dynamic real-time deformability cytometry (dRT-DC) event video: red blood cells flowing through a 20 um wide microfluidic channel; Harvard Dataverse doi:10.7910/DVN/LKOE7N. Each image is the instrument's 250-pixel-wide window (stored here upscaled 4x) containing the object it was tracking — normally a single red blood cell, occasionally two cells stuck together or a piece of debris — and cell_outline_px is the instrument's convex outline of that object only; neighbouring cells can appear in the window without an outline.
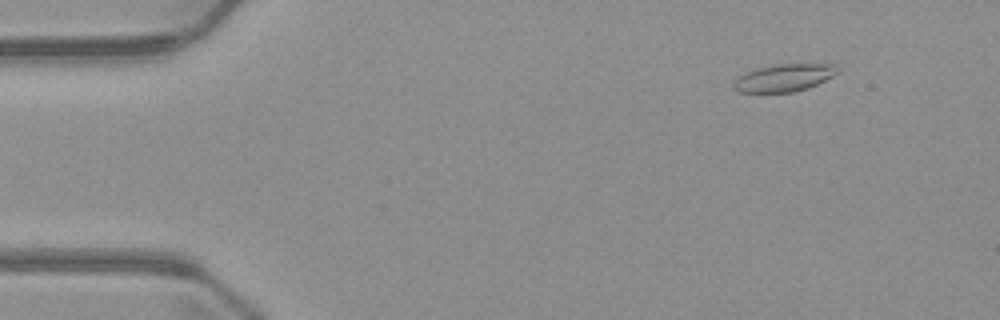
{"species": "common noctule bat (a hibernating species)", "species_latin": "Nyctalus noctula", "temperature_condition": "warm", "stored_images_in_passage": 4, "camera_frame_rate_fps": 3000, "um_per_image_px": 0.085, "animal": {"sex": "male", "body_mass_g": 23.1, "forearm_length_mm": 52.7}, "frame": {"image": 1, "passage_image": 1, "time_ms": 0.0, "image_size_px": [1000, 320], "cell_outline_px": [[840, 72], [808, 88], [792, 92], [736, 92], [732, 88], [732, 84], [744, 72], [756, 68], [772, 64], [836, 64], [840, 68]], "centroid_in_image_um": [66.63, 6.6], "position_along_channel_um": 18.4, "area_um2": 16.76}}
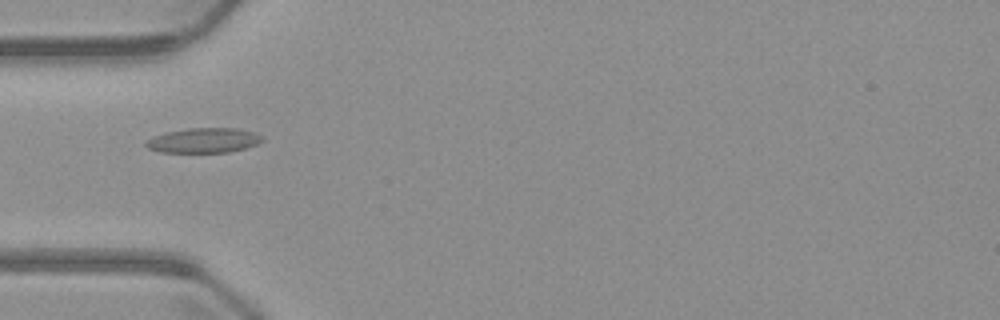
{"frame": {"image": 2, "passage_image": 4, "time_ms": 3.667, "image_size_px": [1000, 320], "cell_outline_px": [[264, 140], [256, 144], [244, 148], [228, 152], [160, 152], [148, 148], [144, 144], [144, 140], [168, 132], [188, 128], [240, 128], [256, 132], [264, 136]], "centroid_in_image_um": [17.35, 11.92], "position_along_channel_um": 67.7, "area_um2": 16.88}}